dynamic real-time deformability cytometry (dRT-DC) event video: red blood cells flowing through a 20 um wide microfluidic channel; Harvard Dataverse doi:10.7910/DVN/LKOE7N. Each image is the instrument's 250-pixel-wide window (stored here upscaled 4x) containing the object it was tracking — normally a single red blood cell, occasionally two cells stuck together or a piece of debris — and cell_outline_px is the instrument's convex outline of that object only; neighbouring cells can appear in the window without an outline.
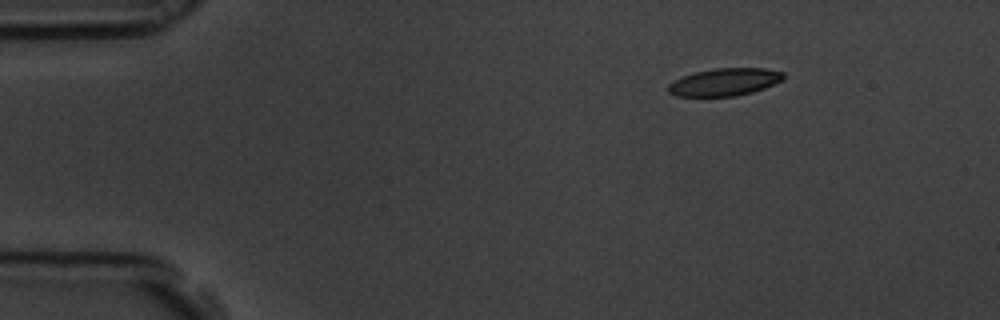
{"species": "common noctule bat (a hibernating species)", "species_latin": "Nyctalus noctula", "temperature_condition": "room temperature", "stored_images_in_passage": 52, "camera_frame_rate_fps": 3000, "um_per_image_px": 0.085, "animal": {"sex": "male", "body_mass_g": 19.5, "forearm_length_mm": 54.6}, "frame": {"image": 1, "passage_image": 1, "time_ms": 0.0, "image_size_px": [1000, 320], "cell_outline_px": [[784, 76], [780, 80], [764, 88], [752, 92], [736, 96], [676, 96], [668, 92], [668, 84], [672, 80], [680, 76], [696, 72], [716, 68], [764, 68], [784, 72]], "centroid_in_image_um": [61.53, 6.97], "position_along_channel_um": 23.5, "area_um2": 18.44}}
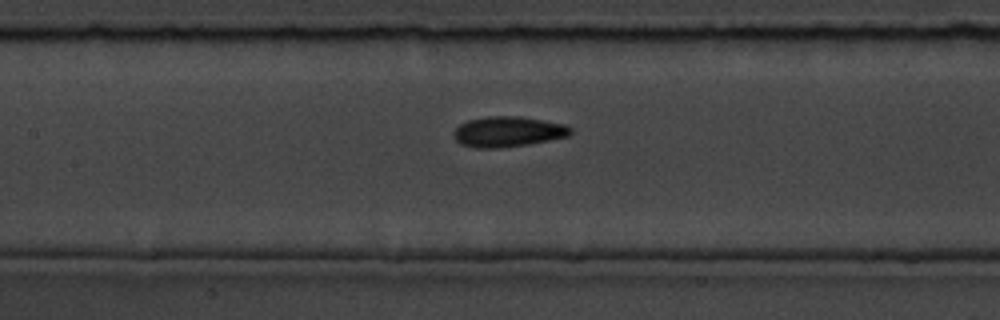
{"frame": {"image": 2, "passage_image": 20, "time_ms": 6.333, "image_size_px": [1000, 320], "cell_outline_px": [[572, 132], [568, 136], [548, 140], [504, 148], [476, 148], [460, 144], [456, 140], [452, 132], [460, 124], [468, 120], [488, 116], [520, 116], [564, 124], [572, 128]], "centroid_in_image_um": [43.15, 11.19], "position_along_channel_um": 164.3, "area_um2": 20.69}}
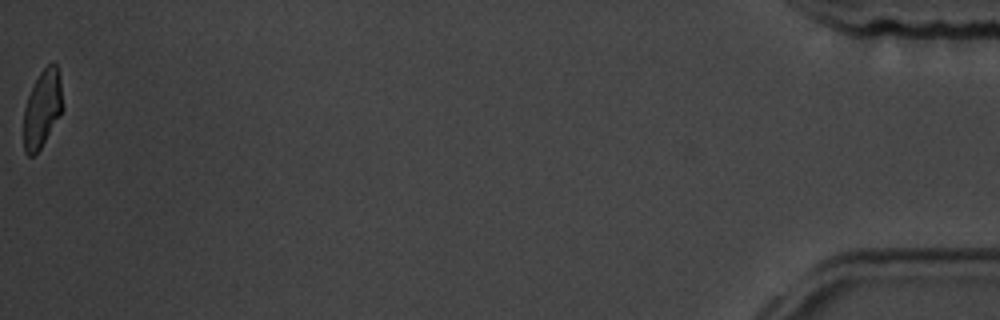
{"frame": {"image": 3, "passage_image": 52, "time_ms": 17.0, "image_size_px": [1000, 320], "cell_outline_px": [[64, 108], [60, 116], [40, 148], [32, 156], [28, 156], [24, 152], [24, 108], [28, 96], [40, 72], [52, 60], [56, 64], [60, 76]], "centroid_in_image_um": [3.62, 9.21], "position_along_channel_um": 431.6, "area_um2": 17.63}, "authors_computed_cell_mechanics": {"area_um2": 19.363, "velocity_mm_per_s": 3.445, "shape_relaxation_time_tau1_ms": 2.8559, "shape_relaxation_time_tau2_ms": 2.1765, "deformation_change_tau1": 0.1274, "deformation_change_tau2": 0.0937}}